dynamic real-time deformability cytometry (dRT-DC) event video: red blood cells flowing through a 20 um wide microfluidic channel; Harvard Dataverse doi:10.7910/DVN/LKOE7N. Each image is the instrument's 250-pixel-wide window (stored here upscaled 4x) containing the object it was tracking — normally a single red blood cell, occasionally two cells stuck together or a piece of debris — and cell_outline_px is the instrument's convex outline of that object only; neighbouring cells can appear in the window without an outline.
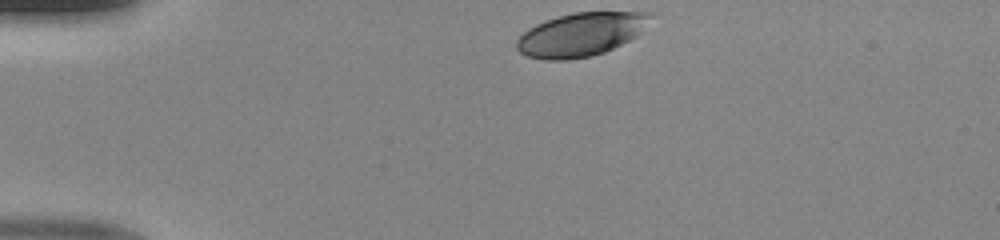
{"species": "human", "species_latin": "Homo sapiens", "temperature_condition": "room temperature", "stored_images_in_passage": 32, "camera_frame_rate_fps": 3000, "um_per_image_px": 0.085, "donor": {"sex": "male"}, "frame": {"image": 1, "passage_image": 1, "time_ms": 0.0, "image_size_px": [1000, 240], "cell_outline_px": [[652, 16], [644, 32], [604, 52], [592, 56], [568, 60], [544, 60], [528, 56], [520, 52], [516, 48], [516, 40], [528, 28], [536, 24], [560, 16], [576, 12], [652, 12]], "centroid_in_image_um": [49.39, 2.93], "position_along_channel_um": 35.6, "area_um2": 33.81}}
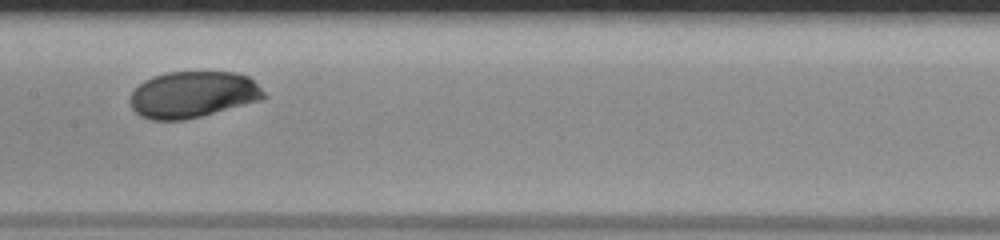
{"frame": {"image": 2, "passage_image": 16, "time_ms": 5.0, "image_size_px": [1000, 240], "cell_outline_px": [[268, 96], [260, 100], [200, 116], [184, 120], [152, 120], [140, 116], [132, 108], [128, 100], [132, 92], [144, 80], [152, 76], [168, 72], [236, 72], [248, 76]], "centroid_in_image_um": [16.36, 8.03], "position_along_channel_um": 191.0, "area_um2": 36.07}}
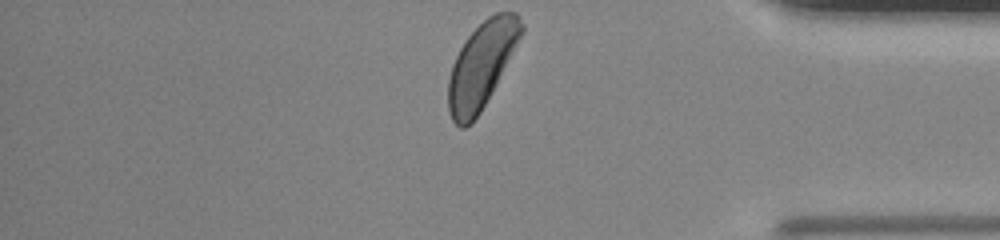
{"frame": {"image": 3, "passage_image": 32, "time_ms": 10.333, "image_size_px": [1000, 240], "cell_outline_px": [[524, 32], [496, 84], [480, 112], [472, 124], [464, 128], [460, 128], [452, 120], [448, 108], [448, 80], [452, 64], [460, 48], [468, 36], [488, 16], [496, 12], [516, 12], [520, 16], [524, 24]], "centroid_in_image_um": [40.94, 5.52], "position_along_channel_um": 394.3, "area_um2": 36.3}}